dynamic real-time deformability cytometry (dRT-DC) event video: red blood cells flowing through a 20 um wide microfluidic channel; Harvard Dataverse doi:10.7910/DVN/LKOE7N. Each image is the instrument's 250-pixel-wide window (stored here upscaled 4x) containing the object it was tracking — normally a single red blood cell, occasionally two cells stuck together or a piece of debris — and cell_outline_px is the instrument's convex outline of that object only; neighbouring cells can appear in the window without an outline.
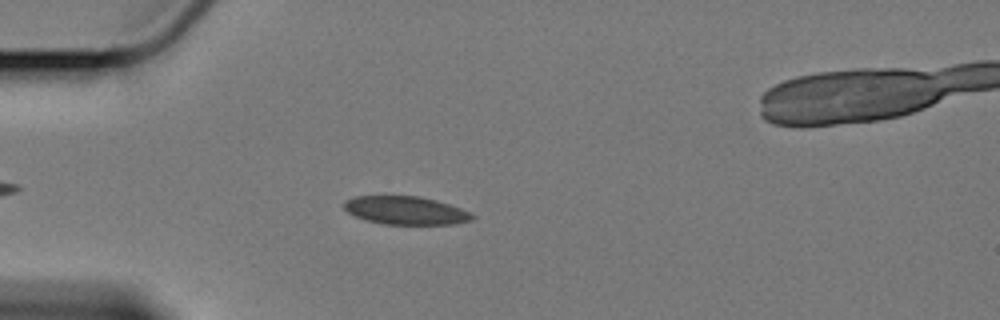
{"species": "Egyptian fruit bat (a non-hibernating species)", "species_latin": "Rousettus aegyptiacus", "temperature_condition": "cold", "stored_images_in_passage": 53, "camera_frame_rate_fps": 3000, "um_per_image_px": 0.085, "animal": {"sex": "female"}, "frame": {"image": 1, "passage_image": 9, "time_ms": 2.667, "image_size_px": [1000, 320], "cell_outline_px": [[476, 216], [472, 220], [452, 224], [384, 224], [364, 220], [348, 212], [344, 208], [344, 204], [348, 200], [356, 196], [420, 196], [436, 200], [460, 208]], "centroid_in_image_um": [34.49, 17.89], "position_along_channel_um": 50.5, "area_um2": 20.87}}
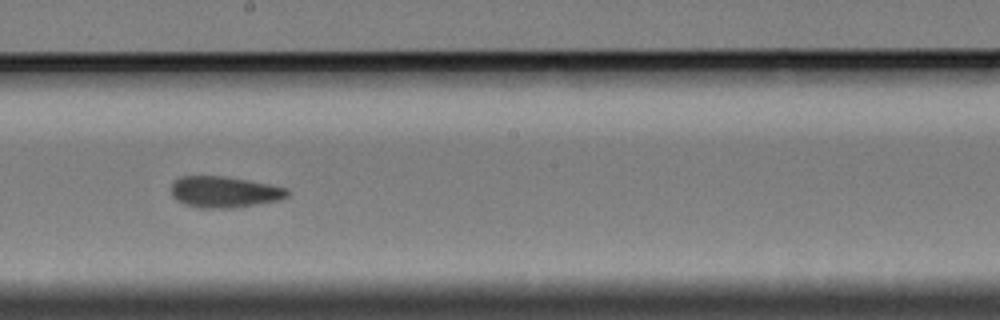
{"frame": {"image": 2, "passage_image": 26, "time_ms": 8.333, "image_size_px": [1000, 320], "cell_outline_px": [[288, 196], [280, 200], [232, 208], [200, 208], [184, 204], [176, 200], [172, 196], [172, 184], [180, 176], [224, 176], [268, 184], [288, 188]], "centroid_in_image_um": [19.05, 16.32], "position_along_channel_um": 229.1, "area_um2": 21.04}}
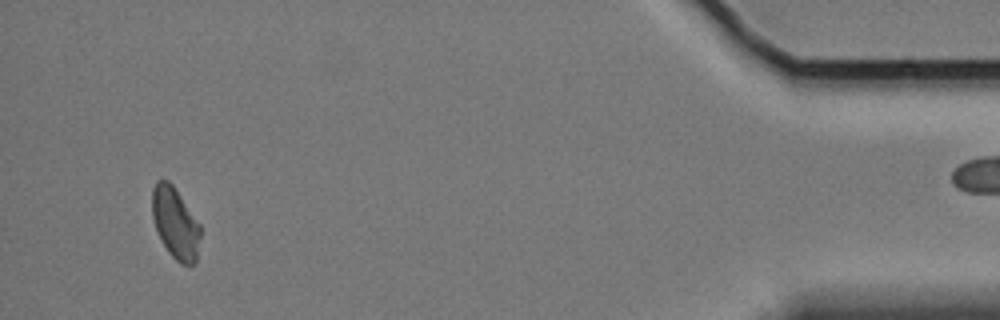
{"frame": {"image": 3, "passage_image": 49, "time_ms": 16.0, "image_size_px": [1000, 320], "cell_outline_px": [[200, 236], [196, 264], [180, 264], [168, 252], [160, 240], [152, 216], [152, 188], [156, 180], [168, 180], [172, 184], [200, 224]], "centroid_in_image_um": [14.89, 18.97], "position_along_channel_um": 420.3, "area_um2": 20.06}}